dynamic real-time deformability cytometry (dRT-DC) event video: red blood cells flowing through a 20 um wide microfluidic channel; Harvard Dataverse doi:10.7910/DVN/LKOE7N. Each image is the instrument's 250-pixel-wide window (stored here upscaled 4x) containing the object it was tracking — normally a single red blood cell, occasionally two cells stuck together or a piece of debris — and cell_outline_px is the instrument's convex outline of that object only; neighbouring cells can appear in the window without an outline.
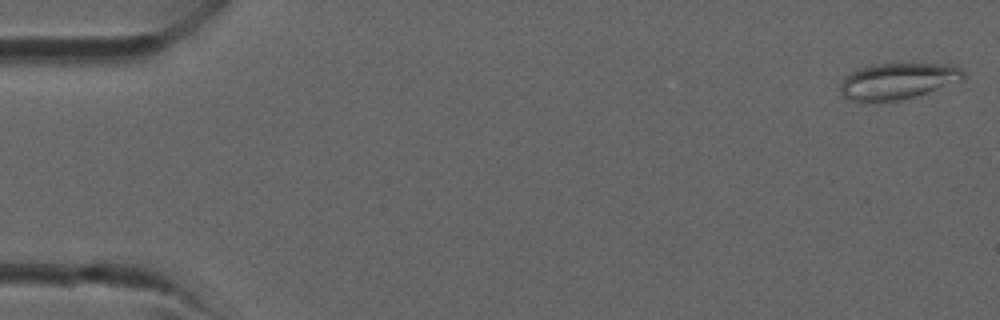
{"species": "common noctule bat (a hibernating species)", "species_latin": "Nyctalus noctula", "temperature_condition": "room temperature", "stored_images_in_passage": 37, "camera_frame_rate_fps": 3000, "um_per_image_px": 0.085, "animal": {"sex": "male", "forearm_length_mm": 52.5}, "frame": {"image": 1, "passage_image": 1, "time_ms": 0.0, "image_size_px": [1000, 320], "cell_outline_px": [[964, 80], [916, 96], [900, 100], [868, 104], [852, 100], [844, 96], [840, 92], [840, 84], [844, 76], [860, 68], [872, 64], [948, 64], [960, 68], [964, 72]], "centroid_in_image_um": [76.27, 6.92], "position_along_channel_um": 8.7, "area_um2": 26.36}}
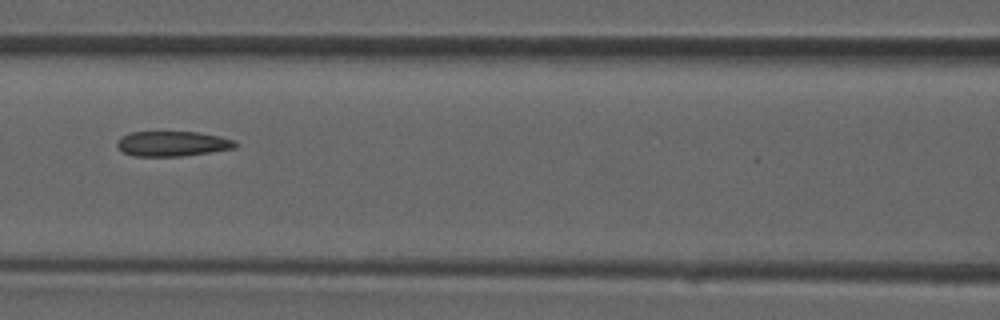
{"frame": {"image": 2, "passage_image": 17, "time_ms": 5.333, "image_size_px": [1000, 320], "cell_outline_px": [[236, 148], [180, 156], [132, 156], [124, 152], [116, 144], [116, 140], [132, 132], [196, 132], [220, 136], [236, 140]], "centroid_in_image_um": [14.67, 12.21], "position_along_channel_um": 151.9, "area_um2": 17.11}}
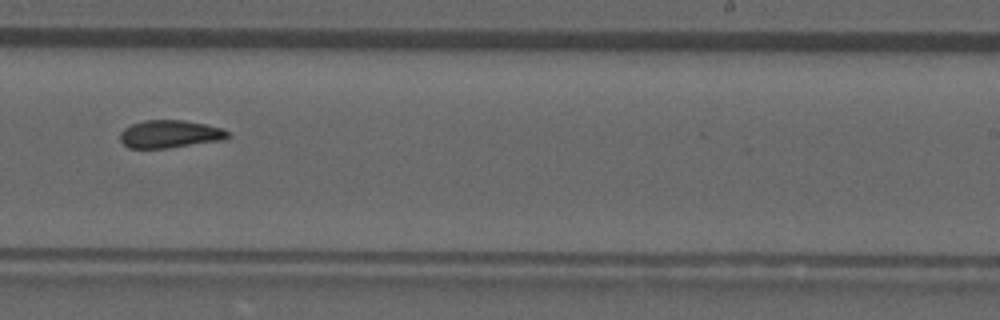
{"frame": {"image": 3, "passage_image": 24, "time_ms": 7.667, "image_size_px": [1000, 320], "cell_outline_px": [[232, 136], [224, 140], [168, 148], [128, 148], [120, 140], [120, 132], [124, 128], [132, 124], [144, 120], [184, 120], [204, 124], [220, 128], [228, 132]], "centroid_in_image_um": [14.44, 11.4], "position_along_channel_um": 274.6, "area_um2": 17.46}}